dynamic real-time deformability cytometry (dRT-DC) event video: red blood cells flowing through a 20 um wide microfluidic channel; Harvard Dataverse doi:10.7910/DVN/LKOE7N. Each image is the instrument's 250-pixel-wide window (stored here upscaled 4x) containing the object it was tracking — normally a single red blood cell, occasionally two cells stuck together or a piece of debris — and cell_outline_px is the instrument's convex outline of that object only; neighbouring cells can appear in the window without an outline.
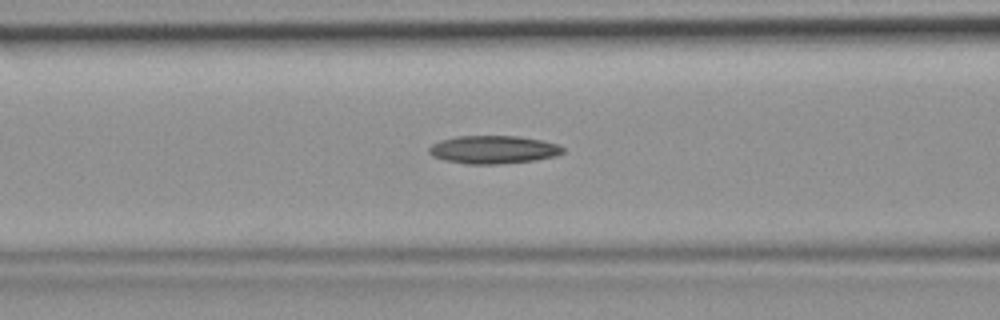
{"species": "common noctule bat (a hibernating species)", "species_latin": "Nyctalus noctula", "temperature_condition": "room temperature", "stored_images_in_passage": 27, "camera_frame_rate_fps": 3000, "um_per_image_px": 0.085, "animal": {"sex": "female", "body_mass_g": 19.9}, "frame": {"image": 1, "passage_image": 8, "time_ms": 2.333, "image_size_px": [1000, 320], "cell_outline_px": [[564, 152], [556, 156], [536, 160], [500, 164], [468, 164], [444, 160], [432, 156], [428, 152], [428, 148], [432, 144], [440, 140], [456, 136], [516, 136], [540, 140], [556, 144], [564, 148]], "centroid_in_image_um": [41.91, 12.72], "position_along_channel_um": 124.7, "area_um2": 21.91}}